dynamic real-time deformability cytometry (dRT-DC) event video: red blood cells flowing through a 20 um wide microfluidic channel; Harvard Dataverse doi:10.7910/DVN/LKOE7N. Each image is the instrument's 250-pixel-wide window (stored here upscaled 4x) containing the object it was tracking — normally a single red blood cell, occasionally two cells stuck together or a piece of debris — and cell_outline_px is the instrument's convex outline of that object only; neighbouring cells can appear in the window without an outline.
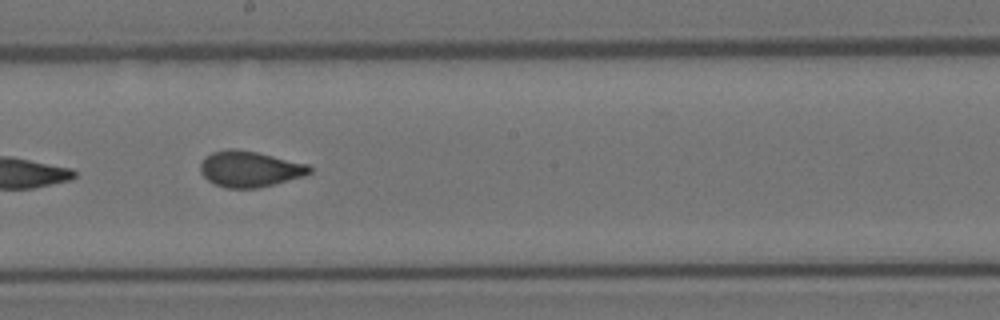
{"species": "Egyptian fruit bat (a non-hibernating species)", "species_latin": "Rousettus aegyptiacus", "temperature_condition": "room temperature", "stored_images_in_passage": 14, "camera_frame_rate_fps": 3000, "um_per_image_px": 0.085, "animal": {"sex": "female"}, "frame": {"image": 1, "passage_image": 8, "time_ms": 2.333, "image_size_px": [1000, 320], "cell_outline_px": [[312, 172], [304, 176], [256, 188], [228, 188], [216, 184], [208, 180], [200, 172], [200, 164], [204, 156], [212, 152], [228, 148], [236, 148], [256, 152], [308, 164], [312, 168]], "centroid_in_image_um": [21.2, 14.35], "position_along_channel_um": 227.0, "area_um2": 22.77}}